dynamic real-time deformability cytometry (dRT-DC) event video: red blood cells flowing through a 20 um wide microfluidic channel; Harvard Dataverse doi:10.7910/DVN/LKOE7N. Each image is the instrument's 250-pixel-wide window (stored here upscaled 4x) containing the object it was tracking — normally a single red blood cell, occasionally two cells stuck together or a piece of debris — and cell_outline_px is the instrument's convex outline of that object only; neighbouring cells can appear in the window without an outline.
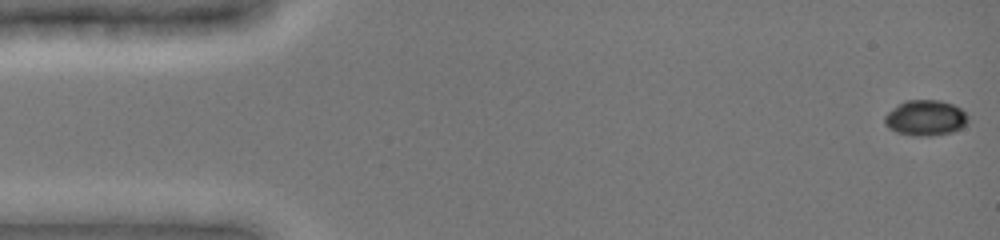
{"species": "common noctule bat (a hibernating species)", "species_latin": "Nyctalus noctula", "temperature_condition": "cold", "stored_images_in_passage": 25, "camera_frame_rate_fps": 3000, "um_per_image_px": 0.085, "animal": {"sex": "female", "body_mass_g": 19.0, "forearm_length_mm": 51.5}, "frame": {"image": 1, "passage_image": 1, "time_ms": 0.0, "image_size_px": [1000, 240], "cell_outline_px": [[968, 120], [960, 128], [952, 132], [928, 136], [916, 136], [896, 132], [888, 128], [884, 124], [884, 116], [888, 112], [904, 100], [940, 100], [952, 104], [960, 108], [968, 116]], "centroid_in_image_um": [78.63, 10.02], "position_along_channel_um": 6.4, "area_um2": 17.22}}
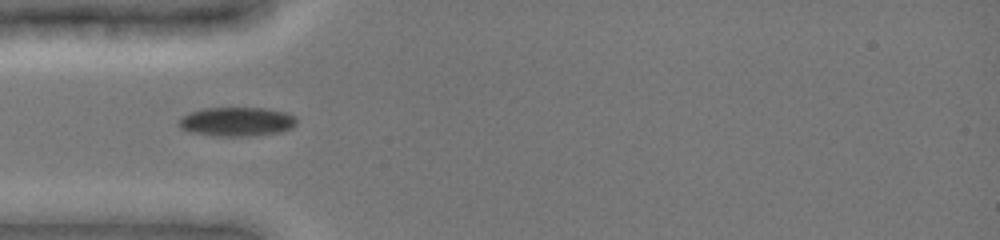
{"frame": {"image": 2, "passage_image": 14, "time_ms": 4.667, "image_size_px": [1000, 240], "cell_outline_px": [[296, 124], [292, 128], [280, 132], [248, 136], [212, 136], [188, 132], [180, 128], [176, 124], [180, 116], [204, 108], [268, 108], [284, 112], [296, 116]], "centroid_in_image_um": [20.08, 10.35], "position_along_channel_um": 64.9, "area_um2": 20.23}}
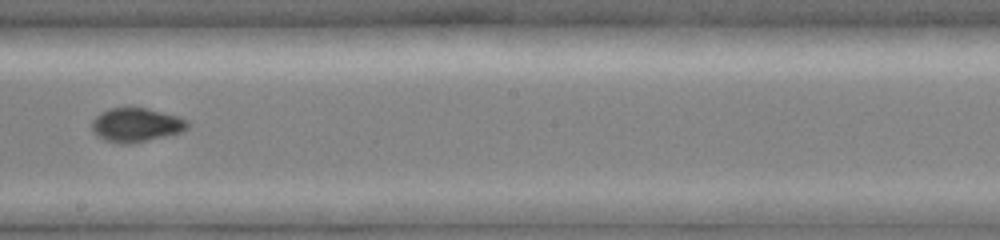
{"frame": {"image": 3, "passage_image": 23, "time_ms": 9.0, "image_size_px": [1000, 240], "cell_outline_px": [[188, 128], [180, 132], [132, 144], [120, 144], [104, 140], [96, 136], [92, 132], [92, 120], [100, 112], [108, 108], [148, 108], [180, 116], [188, 120]], "centroid_in_image_um": [11.55, 10.62], "position_along_channel_um": 236.7, "area_um2": 19.13}}